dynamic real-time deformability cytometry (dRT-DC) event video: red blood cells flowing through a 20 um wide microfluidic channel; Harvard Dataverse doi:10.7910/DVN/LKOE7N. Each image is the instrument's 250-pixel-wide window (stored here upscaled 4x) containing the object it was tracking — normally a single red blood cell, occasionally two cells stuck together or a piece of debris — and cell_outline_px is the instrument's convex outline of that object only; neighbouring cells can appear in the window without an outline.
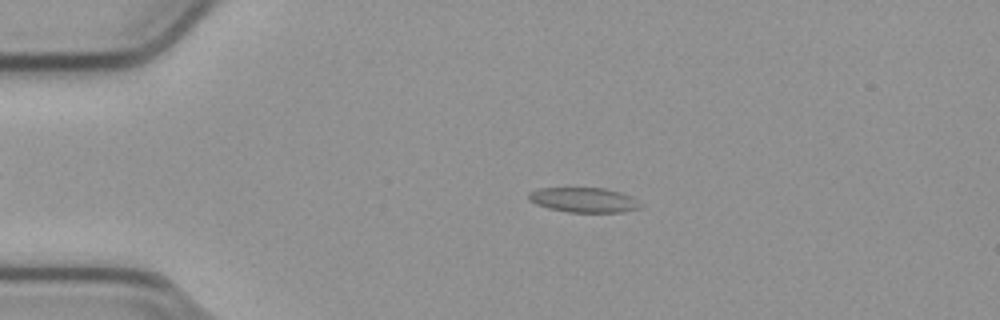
{"species": "common noctule bat (a hibernating species)", "species_latin": "Nyctalus noctula", "temperature_condition": "cold", "stored_images_in_passage": 55, "camera_frame_rate_fps": 3000, "um_per_image_px": 0.085, "animal": {"sex": "male", "body_mass_g": 23.1, "forearm_length_mm": 52.7}, "frame": {"image": 1, "passage_image": 12, "time_ms": 3.667, "image_size_px": [1000, 320], "cell_outline_px": [[644, 208], [620, 212], [568, 212], [548, 208], [536, 204], [528, 200], [528, 192], [540, 188], [604, 188], [620, 192], [632, 196]], "centroid_in_image_um": [49.62, 17.0], "position_along_channel_um": 35.4, "area_um2": 16.24}}
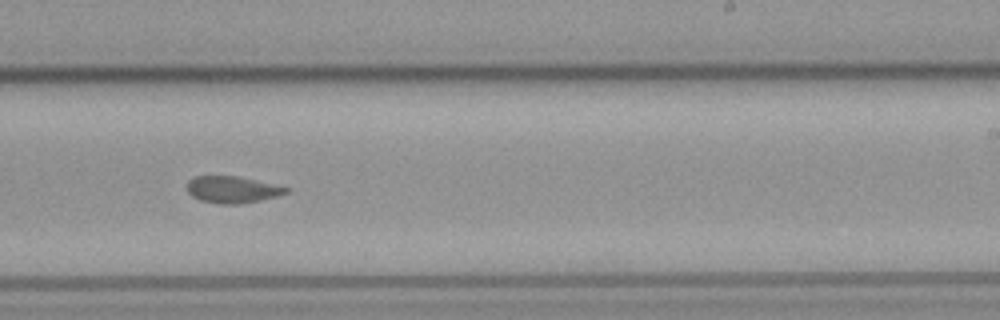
{"frame": {"image": 2, "passage_image": 34, "time_ms": 11.0, "image_size_px": [1000, 320], "cell_outline_px": [[288, 192], [276, 196], [260, 200], [236, 204], [216, 204], [200, 200], [192, 196], [188, 192], [188, 180], [196, 176], [236, 176], [288, 188]], "centroid_in_image_um": [19.68, 16.12], "position_along_channel_um": 269.3, "area_um2": 15.09}}
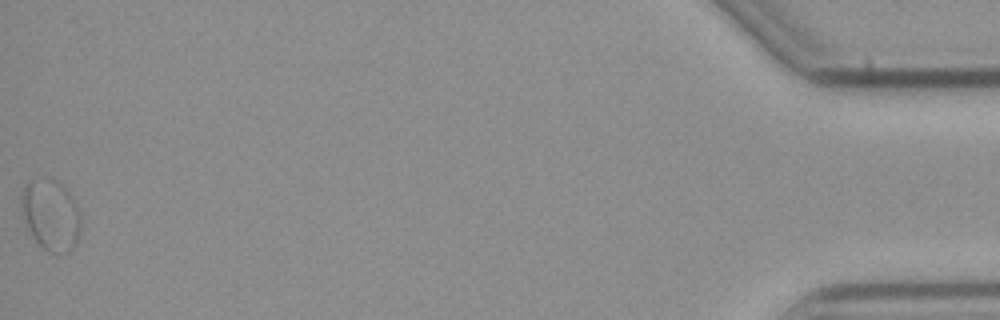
{"frame": {"image": 3, "passage_image": 55, "time_ms": 18.0, "image_size_px": [1000, 320], "cell_outline_px": [[80, 232], [72, 248], [68, 252], [56, 256], [48, 252], [36, 240], [28, 228], [20, 204], [20, 196], [28, 180], [60, 180], [72, 196], [80, 208]], "centroid_in_image_um": [4.35, 18.27], "position_along_channel_um": 430.9, "area_um2": 24.68}, "authors_computed_cell_mechanics": {"area_um2": 15.8372, "velocity_mm_per_s": 3.7585, "shape_relaxation_time_tau1_ms": null, "shape_relaxation_time_tau2_ms": 2.6124, "deformation_change_tau1": null, "deformation_change_tau2": 0.0487}}